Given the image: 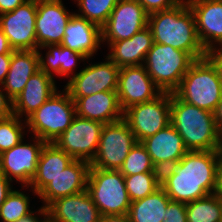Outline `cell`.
Wrapping results in <instances>:
<instances>
[{
  "instance_id": "1",
  "label": "cell",
  "mask_w": 222,
  "mask_h": 222,
  "mask_svg": "<svg viewBox=\"0 0 222 222\" xmlns=\"http://www.w3.org/2000/svg\"><path fill=\"white\" fill-rule=\"evenodd\" d=\"M222 151H188L160 172V185L171 201L189 203L214 194Z\"/></svg>"
},
{
  "instance_id": "16",
  "label": "cell",
  "mask_w": 222,
  "mask_h": 222,
  "mask_svg": "<svg viewBox=\"0 0 222 222\" xmlns=\"http://www.w3.org/2000/svg\"><path fill=\"white\" fill-rule=\"evenodd\" d=\"M72 15L73 13L67 12L62 0H37L35 21L37 49L61 44Z\"/></svg>"
},
{
  "instance_id": "12",
  "label": "cell",
  "mask_w": 222,
  "mask_h": 222,
  "mask_svg": "<svg viewBox=\"0 0 222 222\" xmlns=\"http://www.w3.org/2000/svg\"><path fill=\"white\" fill-rule=\"evenodd\" d=\"M149 14L137 0H119L101 28L102 42L131 38L148 26Z\"/></svg>"
},
{
  "instance_id": "24",
  "label": "cell",
  "mask_w": 222,
  "mask_h": 222,
  "mask_svg": "<svg viewBox=\"0 0 222 222\" xmlns=\"http://www.w3.org/2000/svg\"><path fill=\"white\" fill-rule=\"evenodd\" d=\"M108 44L111 53L108 54L107 58L119 68L141 66L154 44V39L150 28L147 26L129 39L108 42Z\"/></svg>"
},
{
  "instance_id": "23",
  "label": "cell",
  "mask_w": 222,
  "mask_h": 222,
  "mask_svg": "<svg viewBox=\"0 0 222 222\" xmlns=\"http://www.w3.org/2000/svg\"><path fill=\"white\" fill-rule=\"evenodd\" d=\"M102 42L101 28L87 19L73 14L68 22L61 45L92 57Z\"/></svg>"
},
{
  "instance_id": "9",
  "label": "cell",
  "mask_w": 222,
  "mask_h": 222,
  "mask_svg": "<svg viewBox=\"0 0 222 222\" xmlns=\"http://www.w3.org/2000/svg\"><path fill=\"white\" fill-rule=\"evenodd\" d=\"M171 93L163 92L152 101L135 104L123 111V119L137 142L153 136L171 124Z\"/></svg>"
},
{
  "instance_id": "42",
  "label": "cell",
  "mask_w": 222,
  "mask_h": 222,
  "mask_svg": "<svg viewBox=\"0 0 222 222\" xmlns=\"http://www.w3.org/2000/svg\"><path fill=\"white\" fill-rule=\"evenodd\" d=\"M214 118L219 137L222 140V99L214 111Z\"/></svg>"
},
{
  "instance_id": "45",
  "label": "cell",
  "mask_w": 222,
  "mask_h": 222,
  "mask_svg": "<svg viewBox=\"0 0 222 222\" xmlns=\"http://www.w3.org/2000/svg\"><path fill=\"white\" fill-rule=\"evenodd\" d=\"M99 222H131L127 214L123 215H103Z\"/></svg>"
},
{
  "instance_id": "11",
  "label": "cell",
  "mask_w": 222,
  "mask_h": 222,
  "mask_svg": "<svg viewBox=\"0 0 222 222\" xmlns=\"http://www.w3.org/2000/svg\"><path fill=\"white\" fill-rule=\"evenodd\" d=\"M36 16L37 0H27L13 11L0 14V27L13 50H37Z\"/></svg>"
},
{
  "instance_id": "18",
  "label": "cell",
  "mask_w": 222,
  "mask_h": 222,
  "mask_svg": "<svg viewBox=\"0 0 222 222\" xmlns=\"http://www.w3.org/2000/svg\"><path fill=\"white\" fill-rule=\"evenodd\" d=\"M141 143L160 172L175 165L188 152L182 137L171 124Z\"/></svg>"
},
{
  "instance_id": "43",
  "label": "cell",
  "mask_w": 222,
  "mask_h": 222,
  "mask_svg": "<svg viewBox=\"0 0 222 222\" xmlns=\"http://www.w3.org/2000/svg\"><path fill=\"white\" fill-rule=\"evenodd\" d=\"M41 215L44 216V220H38V217H36L34 215V213L32 212L31 214H29L28 216L24 217V218H21L15 222H46L47 221V209L45 207H41L39 210H38Z\"/></svg>"
},
{
  "instance_id": "39",
  "label": "cell",
  "mask_w": 222,
  "mask_h": 222,
  "mask_svg": "<svg viewBox=\"0 0 222 222\" xmlns=\"http://www.w3.org/2000/svg\"><path fill=\"white\" fill-rule=\"evenodd\" d=\"M12 53L0 54V85L3 84L9 71Z\"/></svg>"
},
{
  "instance_id": "21",
  "label": "cell",
  "mask_w": 222,
  "mask_h": 222,
  "mask_svg": "<svg viewBox=\"0 0 222 222\" xmlns=\"http://www.w3.org/2000/svg\"><path fill=\"white\" fill-rule=\"evenodd\" d=\"M75 102L76 115L103 124L123 118L117 91H103L84 97H71Z\"/></svg>"
},
{
  "instance_id": "33",
  "label": "cell",
  "mask_w": 222,
  "mask_h": 222,
  "mask_svg": "<svg viewBox=\"0 0 222 222\" xmlns=\"http://www.w3.org/2000/svg\"><path fill=\"white\" fill-rule=\"evenodd\" d=\"M29 197L18 190H12L0 206L2 222H15L31 214Z\"/></svg>"
},
{
  "instance_id": "14",
  "label": "cell",
  "mask_w": 222,
  "mask_h": 222,
  "mask_svg": "<svg viewBox=\"0 0 222 222\" xmlns=\"http://www.w3.org/2000/svg\"><path fill=\"white\" fill-rule=\"evenodd\" d=\"M162 93L143 65L120 68L117 95L122 111L152 101Z\"/></svg>"
},
{
  "instance_id": "31",
  "label": "cell",
  "mask_w": 222,
  "mask_h": 222,
  "mask_svg": "<svg viewBox=\"0 0 222 222\" xmlns=\"http://www.w3.org/2000/svg\"><path fill=\"white\" fill-rule=\"evenodd\" d=\"M119 171L124 176H131L146 172H160L153 165L150 155L141 142H137L125 158Z\"/></svg>"
},
{
  "instance_id": "7",
  "label": "cell",
  "mask_w": 222,
  "mask_h": 222,
  "mask_svg": "<svg viewBox=\"0 0 222 222\" xmlns=\"http://www.w3.org/2000/svg\"><path fill=\"white\" fill-rule=\"evenodd\" d=\"M58 92L26 119L34 136L46 143H54L76 116L75 102L69 93Z\"/></svg>"
},
{
  "instance_id": "25",
  "label": "cell",
  "mask_w": 222,
  "mask_h": 222,
  "mask_svg": "<svg viewBox=\"0 0 222 222\" xmlns=\"http://www.w3.org/2000/svg\"><path fill=\"white\" fill-rule=\"evenodd\" d=\"M39 71L37 50H14L9 71L2 84L3 90L14 101L24 89L29 78Z\"/></svg>"
},
{
  "instance_id": "44",
  "label": "cell",
  "mask_w": 222,
  "mask_h": 222,
  "mask_svg": "<svg viewBox=\"0 0 222 222\" xmlns=\"http://www.w3.org/2000/svg\"><path fill=\"white\" fill-rule=\"evenodd\" d=\"M215 195L222 199V157L217 167Z\"/></svg>"
},
{
  "instance_id": "30",
  "label": "cell",
  "mask_w": 222,
  "mask_h": 222,
  "mask_svg": "<svg viewBox=\"0 0 222 222\" xmlns=\"http://www.w3.org/2000/svg\"><path fill=\"white\" fill-rule=\"evenodd\" d=\"M130 201H137L153 193L160 185V172H146L124 176Z\"/></svg>"
},
{
  "instance_id": "15",
  "label": "cell",
  "mask_w": 222,
  "mask_h": 222,
  "mask_svg": "<svg viewBox=\"0 0 222 222\" xmlns=\"http://www.w3.org/2000/svg\"><path fill=\"white\" fill-rule=\"evenodd\" d=\"M34 144H26L21 141L0 154V172L12 181L22 182L23 187L30 185L37 172V164L41 151L46 144L40 138L34 137Z\"/></svg>"
},
{
  "instance_id": "22",
  "label": "cell",
  "mask_w": 222,
  "mask_h": 222,
  "mask_svg": "<svg viewBox=\"0 0 222 222\" xmlns=\"http://www.w3.org/2000/svg\"><path fill=\"white\" fill-rule=\"evenodd\" d=\"M54 78L39 70L27 81L24 89L13 101V115L25 119L32 115L56 92Z\"/></svg>"
},
{
  "instance_id": "17",
  "label": "cell",
  "mask_w": 222,
  "mask_h": 222,
  "mask_svg": "<svg viewBox=\"0 0 222 222\" xmlns=\"http://www.w3.org/2000/svg\"><path fill=\"white\" fill-rule=\"evenodd\" d=\"M49 222H99L101 214L86 190L61 197L47 207Z\"/></svg>"
},
{
  "instance_id": "2",
  "label": "cell",
  "mask_w": 222,
  "mask_h": 222,
  "mask_svg": "<svg viewBox=\"0 0 222 222\" xmlns=\"http://www.w3.org/2000/svg\"><path fill=\"white\" fill-rule=\"evenodd\" d=\"M148 27L155 43L188 52L195 60L206 57L189 4L180 3L171 9L149 14Z\"/></svg>"
},
{
  "instance_id": "37",
  "label": "cell",
  "mask_w": 222,
  "mask_h": 222,
  "mask_svg": "<svg viewBox=\"0 0 222 222\" xmlns=\"http://www.w3.org/2000/svg\"><path fill=\"white\" fill-rule=\"evenodd\" d=\"M0 89V119L13 115V101Z\"/></svg>"
},
{
  "instance_id": "28",
  "label": "cell",
  "mask_w": 222,
  "mask_h": 222,
  "mask_svg": "<svg viewBox=\"0 0 222 222\" xmlns=\"http://www.w3.org/2000/svg\"><path fill=\"white\" fill-rule=\"evenodd\" d=\"M45 47L50 49L46 53V60L43 58L39 49H37L39 55V70L44 71L51 77H53L52 72L60 76H69V74L74 73L72 70H74L73 68H75L77 61L87 59L83 54L64 47L61 44L47 45L44 46V48Z\"/></svg>"
},
{
  "instance_id": "8",
  "label": "cell",
  "mask_w": 222,
  "mask_h": 222,
  "mask_svg": "<svg viewBox=\"0 0 222 222\" xmlns=\"http://www.w3.org/2000/svg\"><path fill=\"white\" fill-rule=\"evenodd\" d=\"M136 143L133 132L123 118L104 124L90 168L119 170Z\"/></svg>"
},
{
  "instance_id": "29",
  "label": "cell",
  "mask_w": 222,
  "mask_h": 222,
  "mask_svg": "<svg viewBox=\"0 0 222 222\" xmlns=\"http://www.w3.org/2000/svg\"><path fill=\"white\" fill-rule=\"evenodd\" d=\"M187 222H222V199L215 194L186 203Z\"/></svg>"
},
{
  "instance_id": "27",
  "label": "cell",
  "mask_w": 222,
  "mask_h": 222,
  "mask_svg": "<svg viewBox=\"0 0 222 222\" xmlns=\"http://www.w3.org/2000/svg\"><path fill=\"white\" fill-rule=\"evenodd\" d=\"M171 199L160 186L143 199L132 201L128 217L131 222H163L165 210Z\"/></svg>"
},
{
  "instance_id": "10",
  "label": "cell",
  "mask_w": 222,
  "mask_h": 222,
  "mask_svg": "<svg viewBox=\"0 0 222 222\" xmlns=\"http://www.w3.org/2000/svg\"><path fill=\"white\" fill-rule=\"evenodd\" d=\"M103 123L77 115L54 144L75 160L91 163L98 150Z\"/></svg>"
},
{
  "instance_id": "19",
  "label": "cell",
  "mask_w": 222,
  "mask_h": 222,
  "mask_svg": "<svg viewBox=\"0 0 222 222\" xmlns=\"http://www.w3.org/2000/svg\"><path fill=\"white\" fill-rule=\"evenodd\" d=\"M90 163L73 160L37 194L47 207L58 198L80 193L87 189Z\"/></svg>"
},
{
  "instance_id": "35",
  "label": "cell",
  "mask_w": 222,
  "mask_h": 222,
  "mask_svg": "<svg viewBox=\"0 0 222 222\" xmlns=\"http://www.w3.org/2000/svg\"><path fill=\"white\" fill-rule=\"evenodd\" d=\"M165 213L163 222H187L185 203L170 201Z\"/></svg>"
},
{
  "instance_id": "34",
  "label": "cell",
  "mask_w": 222,
  "mask_h": 222,
  "mask_svg": "<svg viewBox=\"0 0 222 222\" xmlns=\"http://www.w3.org/2000/svg\"><path fill=\"white\" fill-rule=\"evenodd\" d=\"M23 129V124L16 115L0 119V154L23 140Z\"/></svg>"
},
{
  "instance_id": "40",
  "label": "cell",
  "mask_w": 222,
  "mask_h": 222,
  "mask_svg": "<svg viewBox=\"0 0 222 222\" xmlns=\"http://www.w3.org/2000/svg\"><path fill=\"white\" fill-rule=\"evenodd\" d=\"M10 180L0 172V206L4 203L8 194L12 191Z\"/></svg>"
},
{
  "instance_id": "46",
  "label": "cell",
  "mask_w": 222,
  "mask_h": 222,
  "mask_svg": "<svg viewBox=\"0 0 222 222\" xmlns=\"http://www.w3.org/2000/svg\"><path fill=\"white\" fill-rule=\"evenodd\" d=\"M13 51V48L10 46L7 37L0 27V54L12 53Z\"/></svg>"
},
{
  "instance_id": "4",
  "label": "cell",
  "mask_w": 222,
  "mask_h": 222,
  "mask_svg": "<svg viewBox=\"0 0 222 222\" xmlns=\"http://www.w3.org/2000/svg\"><path fill=\"white\" fill-rule=\"evenodd\" d=\"M173 93L190 105L214 113L222 99V76L207 56L197 59Z\"/></svg>"
},
{
  "instance_id": "38",
  "label": "cell",
  "mask_w": 222,
  "mask_h": 222,
  "mask_svg": "<svg viewBox=\"0 0 222 222\" xmlns=\"http://www.w3.org/2000/svg\"><path fill=\"white\" fill-rule=\"evenodd\" d=\"M220 46L222 47V43L220 44ZM217 49L214 45L206 52V56L215 65L217 71L222 76V48H217Z\"/></svg>"
},
{
  "instance_id": "26",
  "label": "cell",
  "mask_w": 222,
  "mask_h": 222,
  "mask_svg": "<svg viewBox=\"0 0 222 222\" xmlns=\"http://www.w3.org/2000/svg\"><path fill=\"white\" fill-rule=\"evenodd\" d=\"M74 159L54 143H46L41 151L37 172L31 186L38 194L55 176L61 173Z\"/></svg>"
},
{
  "instance_id": "3",
  "label": "cell",
  "mask_w": 222,
  "mask_h": 222,
  "mask_svg": "<svg viewBox=\"0 0 222 222\" xmlns=\"http://www.w3.org/2000/svg\"><path fill=\"white\" fill-rule=\"evenodd\" d=\"M170 118L188 151H222L214 113L190 105L171 93Z\"/></svg>"
},
{
  "instance_id": "32",
  "label": "cell",
  "mask_w": 222,
  "mask_h": 222,
  "mask_svg": "<svg viewBox=\"0 0 222 222\" xmlns=\"http://www.w3.org/2000/svg\"><path fill=\"white\" fill-rule=\"evenodd\" d=\"M80 17L102 28L119 0H77Z\"/></svg>"
},
{
  "instance_id": "41",
  "label": "cell",
  "mask_w": 222,
  "mask_h": 222,
  "mask_svg": "<svg viewBox=\"0 0 222 222\" xmlns=\"http://www.w3.org/2000/svg\"><path fill=\"white\" fill-rule=\"evenodd\" d=\"M27 0H0V14L10 12Z\"/></svg>"
},
{
  "instance_id": "36",
  "label": "cell",
  "mask_w": 222,
  "mask_h": 222,
  "mask_svg": "<svg viewBox=\"0 0 222 222\" xmlns=\"http://www.w3.org/2000/svg\"><path fill=\"white\" fill-rule=\"evenodd\" d=\"M183 0H137V2L146 10L148 14L171 9Z\"/></svg>"
},
{
  "instance_id": "5",
  "label": "cell",
  "mask_w": 222,
  "mask_h": 222,
  "mask_svg": "<svg viewBox=\"0 0 222 222\" xmlns=\"http://www.w3.org/2000/svg\"><path fill=\"white\" fill-rule=\"evenodd\" d=\"M194 61L188 52L154 42L143 66L162 92L173 93Z\"/></svg>"
},
{
  "instance_id": "20",
  "label": "cell",
  "mask_w": 222,
  "mask_h": 222,
  "mask_svg": "<svg viewBox=\"0 0 222 222\" xmlns=\"http://www.w3.org/2000/svg\"><path fill=\"white\" fill-rule=\"evenodd\" d=\"M188 4L193 11L196 32L205 51L212 48L214 42L221 44L222 0H194Z\"/></svg>"
},
{
  "instance_id": "13",
  "label": "cell",
  "mask_w": 222,
  "mask_h": 222,
  "mask_svg": "<svg viewBox=\"0 0 222 222\" xmlns=\"http://www.w3.org/2000/svg\"><path fill=\"white\" fill-rule=\"evenodd\" d=\"M104 63L91 64L74 74L65 86L70 97H84L103 91H117L120 68L109 58Z\"/></svg>"
},
{
  "instance_id": "6",
  "label": "cell",
  "mask_w": 222,
  "mask_h": 222,
  "mask_svg": "<svg viewBox=\"0 0 222 222\" xmlns=\"http://www.w3.org/2000/svg\"><path fill=\"white\" fill-rule=\"evenodd\" d=\"M87 191L101 216L128 214L131 201L119 170L90 168Z\"/></svg>"
},
{
  "instance_id": "47",
  "label": "cell",
  "mask_w": 222,
  "mask_h": 222,
  "mask_svg": "<svg viewBox=\"0 0 222 222\" xmlns=\"http://www.w3.org/2000/svg\"><path fill=\"white\" fill-rule=\"evenodd\" d=\"M192 1H194V0H185V1L183 0L182 3H187L188 4V3L192 2Z\"/></svg>"
}]
</instances>
